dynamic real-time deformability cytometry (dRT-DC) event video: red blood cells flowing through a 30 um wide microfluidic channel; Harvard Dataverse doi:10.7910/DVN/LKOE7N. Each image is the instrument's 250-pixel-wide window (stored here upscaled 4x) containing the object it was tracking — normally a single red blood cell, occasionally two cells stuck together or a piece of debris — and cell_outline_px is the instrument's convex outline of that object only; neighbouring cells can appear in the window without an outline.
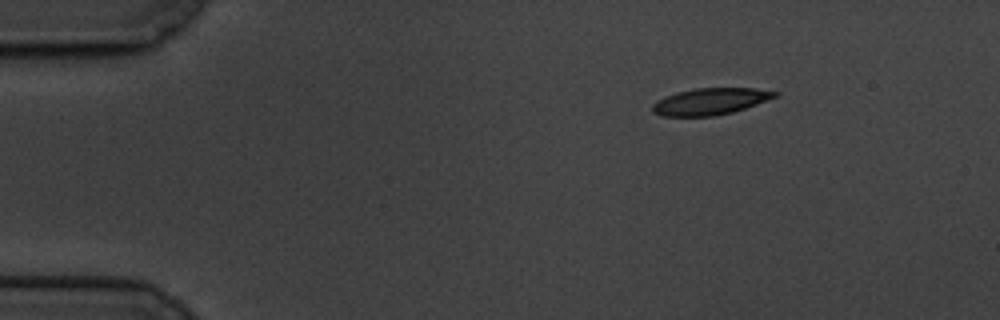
{"species": "common noctule bat (a hibernating species)", "species_latin": "Nyctalus noctula", "temperature_condition": "cold", "stored_images_in_passage": 53, "camera_frame_rate_fps": 3000, "um_per_image_px": 0.085, "animal": {"sex": "male", "body_mass_g": 19.5, "forearm_length_mm": 54.6}, "frame": {"image": 1, "passage_image": 1, "time_ms": 0.0, "image_size_px": [1000, 320], "cell_outline_px": [[780, 92], [776, 96], [756, 104], [732, 112], [716, 116], [660, 116], [652, 112], [652, 104], [656, 100], [676, 92], [696, 88], [756, 88]], "centroid_in_image_um": [60.33, 8.62], "position_along_channel_um": 24.7, "area_um2": 19.02}}
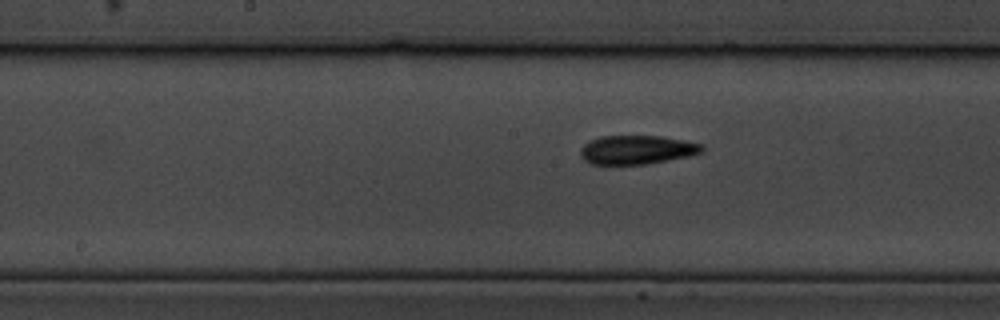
{"frame": {"image": 2, "passage_image": 23, "time_ms": 7.333, "image_size_px": [1000, 320], "cell_outline_px": [[704, 148], [700, 152], [688, 156], [648, 164], [592, 164], [584, 160], [580, 156], [580, 148], [588, 140], [600, 136], [660, 136], [684, 140], [704, 144]], "centroid_in_image_um": [54.1, 12.72], "position_along_channel_um": 194.1, "area_um2": 20.52}}
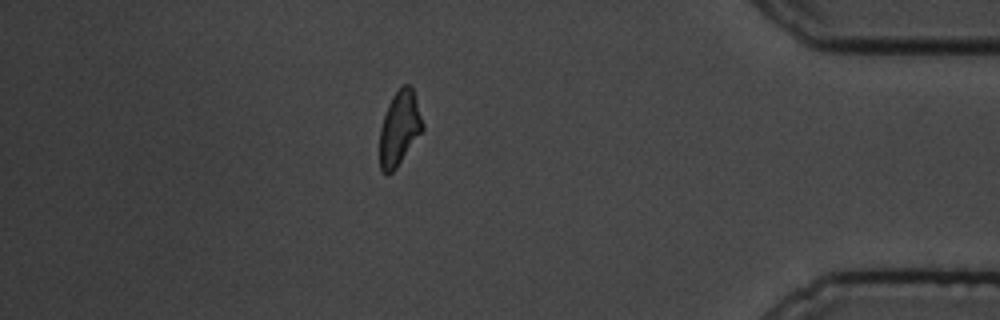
{"frame": {"image": 3, "passage_image": 45, "time_ms": 14.667, "image_size_px": [1000, 320], "cell_outline_px": [[424, 128], [396, 168], [388, 176], [380, 168], [380, 128], [388, 104], [392, 96], [404, 84], [408, 84], [412, 88], [424, 124]], "centroid_in_image_um": [33.94, 10.91], "position_along_channel_um": 401.3, "area_um2": 18.32}, "authors_computed_cell_mechanics": {"area_um2": 19.7098, "velocity_mm_per_s": 3.3195, "shape_relaxation_time_tau1_ms": 5.6274, "shape_relaxation_time_tau2_ms": 6.114, "deformation_change_tau1": 0.15, "deformation_change_tau2": 0.1304}}